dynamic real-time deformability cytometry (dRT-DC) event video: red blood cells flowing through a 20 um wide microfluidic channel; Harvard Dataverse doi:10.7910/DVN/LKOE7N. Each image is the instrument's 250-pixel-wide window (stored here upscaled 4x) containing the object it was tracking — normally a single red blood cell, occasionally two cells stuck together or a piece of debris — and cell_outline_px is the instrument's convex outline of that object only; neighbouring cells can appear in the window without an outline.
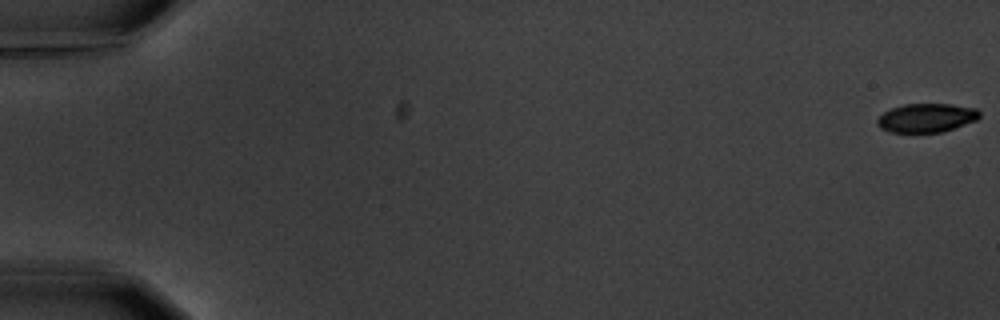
{"species": "common noctule bat (a hibernating species)", "species_latin": "Nyctalus noctula", "temperature_condition": "warm", "stored_images_in_passage": 6, "camera_frame_rate_fps": 3000, "um_per_image_px": 0.085, "animal": {"sex": "male", "body_mass_g": 20.1, "forearm_length_mm": 53.5}, "frame": {"image": 1, "passage_image": 1, "time_ms": 0.0, "image_size_px": [1000, 320], "cell_outline_px": [[980, 116], [976, 120], [940, 132], [892, 132], [880, 128], [876, 124], [876, 120], [884, 112], [892, 108], [904, 104], [952, 104], [976, 108], [980, 112]], "centroid_in_image_um": [78.73, 10.01], "position_along_channel_um": 6.3, "area_um2": 16.99}}
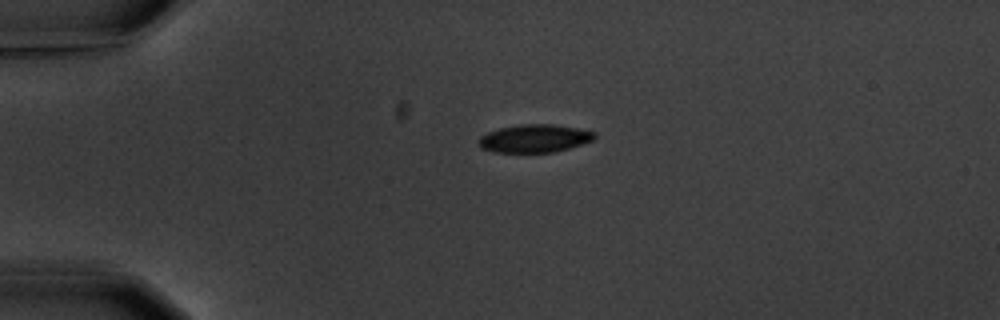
{"frame": {"image": 2, "passage_image": 5, "time_ms": 4.667, "image_size_px": [1000, 320], "cell_outline_px": [[596, 136], [592, 140], [568, 148], [552, 152], [492, 152], [480, 148], [476, 144], [480, 136], [488, 132], [500, 128], [520, 124], [552, 124], [576, 128], [596, 132]], "centroid_in_image_um": [45.37, 11.77], "position_along_channel_um": 39.6, "area_um2": 18.84}}